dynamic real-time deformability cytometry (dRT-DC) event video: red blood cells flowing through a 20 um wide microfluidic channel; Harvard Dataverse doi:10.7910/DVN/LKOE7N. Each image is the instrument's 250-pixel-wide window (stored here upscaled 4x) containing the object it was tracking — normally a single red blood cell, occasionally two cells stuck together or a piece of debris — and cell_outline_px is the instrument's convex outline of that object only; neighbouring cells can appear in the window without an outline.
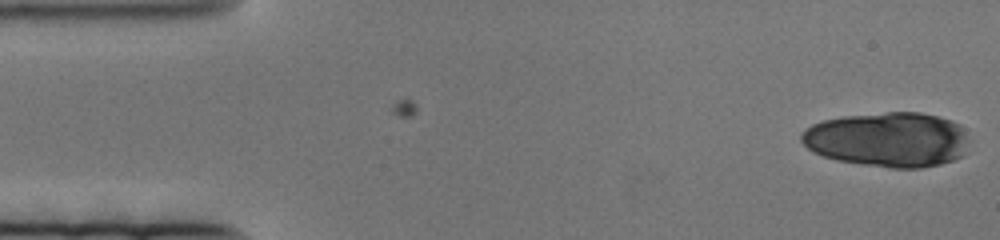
{"species": "human", "species_latin": "Homo sapiens", "temperature_condition": "cold", "stored_images_in_passage": 23, "camera_frame_rate_fps": 3000, "um_per_image_px": 0.085, "donor": {"sex": "female"}, "frame": {"image": 1, "passage_image": 1, "time_ms": 0.0, "image_size_px": [1000, 240], "cell_outline_px": [[972, 140], [960, 156], [952, 160], [940, 164], [920, 168], [888, 168], [836, 160], [812, 152], [800, 140], [800, 132], [812, 124], [824, 120], [844, 116], [888, 112], [920, 112], [952, 120], [960, 124]], "centroid_in_image_um": [75.48, 11.86], "position_along_channel_um": 9.5, "area_um2": 53.99}}